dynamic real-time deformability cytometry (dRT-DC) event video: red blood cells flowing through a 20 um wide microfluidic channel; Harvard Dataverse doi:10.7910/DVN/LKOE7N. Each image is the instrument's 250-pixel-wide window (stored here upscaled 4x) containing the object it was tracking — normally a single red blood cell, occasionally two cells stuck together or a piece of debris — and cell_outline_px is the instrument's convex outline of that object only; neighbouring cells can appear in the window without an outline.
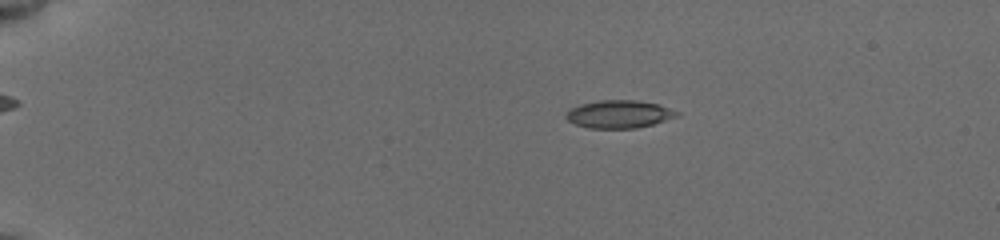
{"species": "common noctule bat (a hibernating species)", "species_latin": "Nyctalus noctula", "temperature_condition": "cold", "stored_images_in_passage": 61, "camera_frame_rate_fps": 3000, "um_per_image_px": 0.085, "animal": {"sex": "female", "body_mass_g": 19.5, "forearm_length_mm": 54.1}, "frame": {"image": 1, "passage_image": 14, "time_ms": 3.0, "image_size_px": [1000, 240], "cell_outline_px": [[680, 116], [652, 124], [636, 128], [588, 128], [576, 124], [568, 120], [564, 116], [572, 108], [580, 104], [600, 100], [640, 100], [660, 104], [680, 112]], "centroid_in_image_um": [52.67, 9.69], "position_along_channel_um": 32.3, "area_um2": 18.03}}
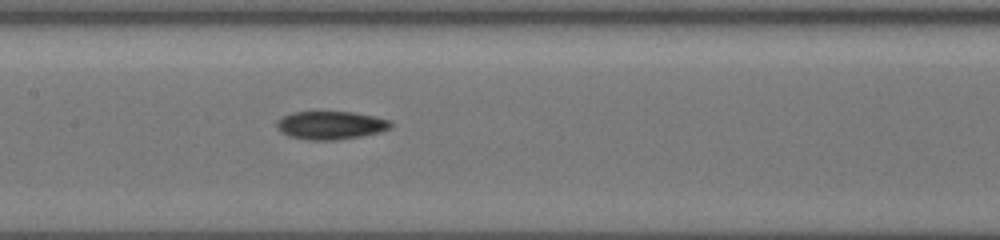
{"frame": {"image": 2, "passage_image": 42, "time_ms": 9.0, "image_size_px": [1000, 240], "cell_outline_px": [[392, 124], [388, 128], [380, 132], [360, 136], [336, 140], [308, 140], [288, 136], [280, 132], [276, 128], [276, 124], [284, 116], [296, 112], [352, 112], [392, 120]], "centroid_in_image_um": [28.1, 10.65], "position_along_channel_um": 179.3, "area_um2": 18.55}}
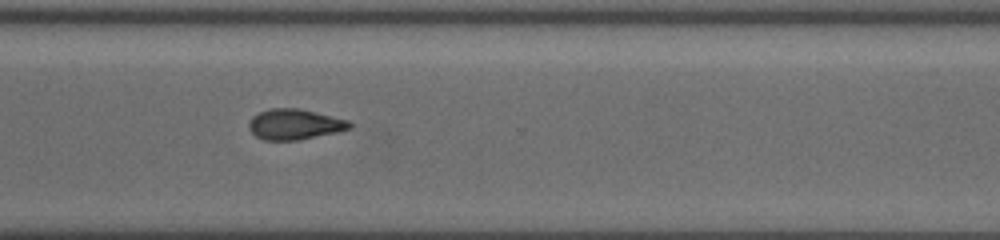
{"frame": {"image": 3, "passage_image": 60, "time_ms": 13.333, "image_size_px": [1000, 240], "cell_outline_px": [[352, 128], [336, 132], [300, 140], [264, 140], [256, 136], [248, 128], [248, 124], [252, 116], [268, 108], [300, 108], [348, 120], [352, 124]], "centroid_in_image_um": [25.03, 10.56], "position_along_channel_um": 345.6, "area_um2": 17.98}}